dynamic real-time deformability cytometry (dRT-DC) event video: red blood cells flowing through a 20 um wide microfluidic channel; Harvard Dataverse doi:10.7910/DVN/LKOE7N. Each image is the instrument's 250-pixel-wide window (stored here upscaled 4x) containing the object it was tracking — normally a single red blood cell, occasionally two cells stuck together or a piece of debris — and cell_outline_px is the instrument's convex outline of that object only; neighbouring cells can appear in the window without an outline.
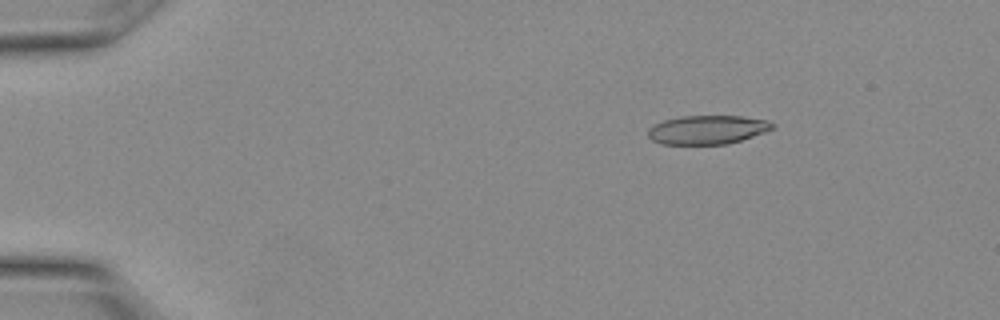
{"species": "Egyptian fruit bat (a non-hibernating species)", "species_latin": "Rousettus aegyptiacus", "temperature_condition": "warm", "stored_images_in_passage": 28, "segment_of_instrument_passage": [1, 2], "camera_frame_rate_fps": 3000, "um_per_image_px": 0.085, "animal": {"sex": "female"}, "frame": {"image": 1, "passage_image": 2, "time_ms": 0.333, "image_size_px": [1000, 320], "cell_outline_px": [[776, 128], [728, 144], [660, 144], [652, 140], [648, 136], [648, 128], [664, 120], [680, 116], [744, 116], [768, 120], [776, 124]], "centroid_in_image_um": [60.15, 11.02], "position_along_channel_um": 24.8, "area_um2": 20.98}}
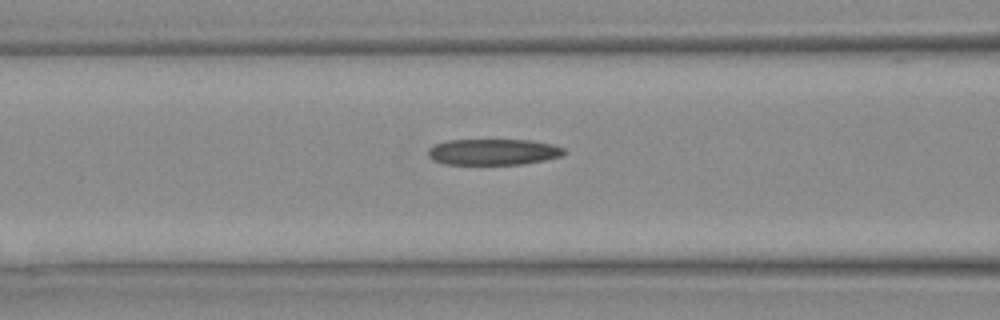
{"frame": {"image": 2, "passage_image": 10, "time_ms": 3.0, "image_size_px": [1000, 320], "cell_outline_px": [[564, 156], [544, 160], [520, 164], [444, 164], [432, 160], [428, 156], [428, 148], [436, 144], [448, 140], [532, 140], [552, 144], [564, 148]], "centroid_in_image_um": [41.92, 12.91], "position_along_channel_um": 124.7, "area_um2": 20.69}}
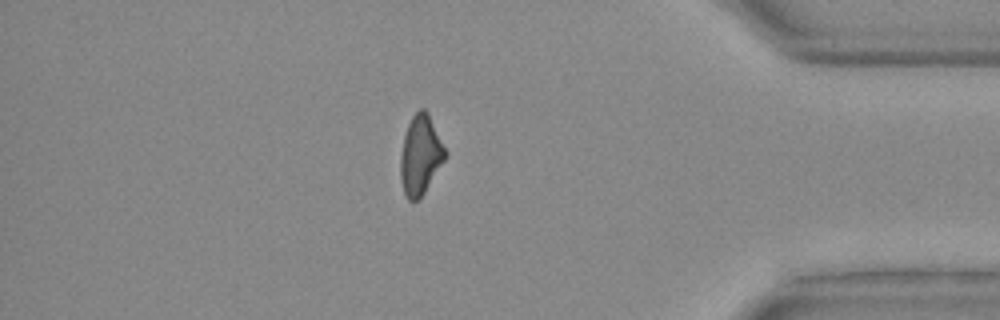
{"frame": {"image": 3, "passage_image": 23, "time_ms": 7.333, "image_size_px": [1000, 320], "cell_outline_px": [[448, 152], [444, 160], [424, 192], [416, 200], [408, 200], [404, 196], [400, 180], [400, 156], [404, 136], [408, 124], [412, 116], [420, 108], [424, 108], [428, 112]], "centroid_in_image_um": [35.73, 13.16], "position_along_channel_um": 399.5, "area_um2": 20.69}}